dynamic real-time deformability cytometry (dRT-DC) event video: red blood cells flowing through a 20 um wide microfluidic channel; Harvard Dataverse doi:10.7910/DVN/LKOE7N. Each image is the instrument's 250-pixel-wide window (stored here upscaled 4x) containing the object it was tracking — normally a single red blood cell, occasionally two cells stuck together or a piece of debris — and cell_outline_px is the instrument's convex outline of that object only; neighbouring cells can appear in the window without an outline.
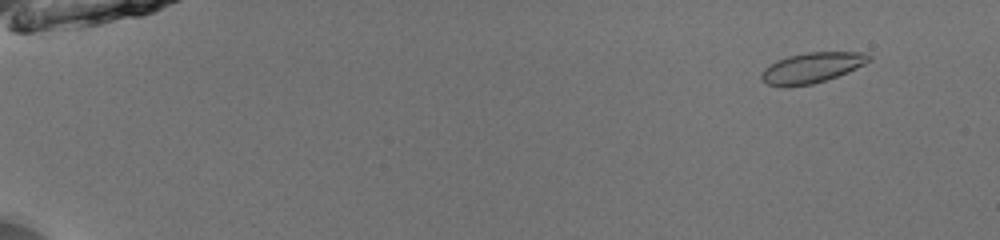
{"species": "common noctule bat (a hibernating species)", "species_latin": "Nyctalus noctula", "temperature_condition": "room temperature", "stored_images_in_passage": 54, "camera_frame_rate_fps": 3000, "um_per_image_px": 0.085, "animal": {"sex": "male", "body_mass_g": 13.0, "forearm_length_mm": 53.1}, "frame": {"image": 1, "passage_image": 6, "time_ms": 1.667, "image_size_px": [1000, 240], "cell_outline_px": [[872, 60], [848, 72], [812, 84], [784, 88], [768, 84], [760, 76], [764, 68], [776, 60], [788, 56], [808, 52], [864, 52], [872, 56]], "centroid_in_image_um": [69.0, 5.76], "position_along_channel_um": 16.0, "area_um2": 19.07}}
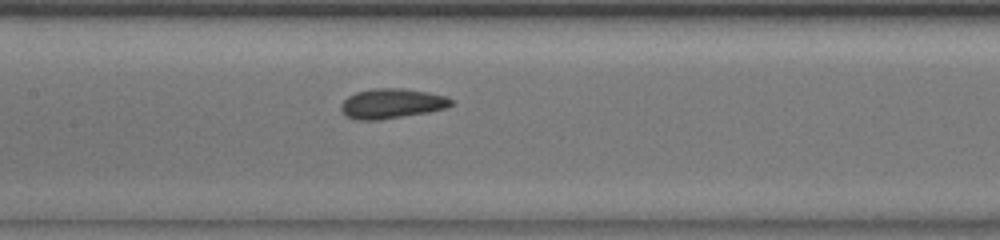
{"frame": {"image": 2, "passage_image": 29, "time_ms": 9.333, "image_size_px": [1000, 240], "cell_outline_px": [[452, 104], [448, 108], [428, 112], [380, 120], [356, 120], [344, 116], [340, 108], [340, 104], [348, 96], [356, 92], [376, 88], [404, 88], [428, 92], [448, 96], [452, 100]], "centroid_in_image_um": [33.29, 8.8], "position_along_channel_um": 174.1, "area_um2": 19.42}}
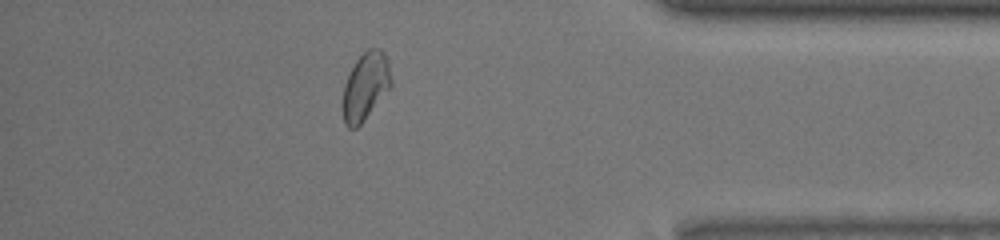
{"frame": {"image": 3, "passage_image": 48, "time_ms": 15.667, "image_size_px": [1000, 240], "cell_outline_px": [[392, 84], [360, 124], [356, 128], [348, 128], [344, 124], [340, 108], [344, 84], [356, 60], [368, 48], [380, 48], [384, 52], [388, 60], [392, 80]], "centroid_in_image_um": [31.02, 7.34], "position_along_channel_um": 404.2, "area_um2": 19.13}, "authors_computed_cell_mechanics": {"area_um2": 19.1029, "velocity_mm_per_s": 3.9937, "shape_relaxation_time_tau1_ms": 3.9894, "shape_relaxation_time_tau2_ms": 1.2887, "deformation_change_tau1": 0.1001, "deformation_change_tau2": 0.0481}}